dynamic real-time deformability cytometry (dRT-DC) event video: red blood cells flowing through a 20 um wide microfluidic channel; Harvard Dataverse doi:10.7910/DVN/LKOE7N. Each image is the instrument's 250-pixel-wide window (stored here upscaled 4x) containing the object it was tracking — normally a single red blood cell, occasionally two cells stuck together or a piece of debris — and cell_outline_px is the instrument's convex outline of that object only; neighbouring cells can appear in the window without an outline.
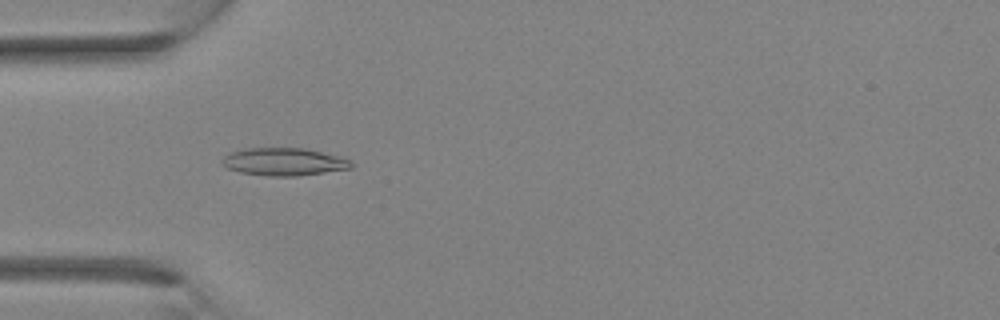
{"species": "Egyptian fruit bat (a non-hibernating species)", "species_latin": "Rousettus aegyptiacus", "temperature_condition": "room temperature", "stored_images_in_passage": 27, "camera_frame_rate_fps": 3000, "um_per_image_px": 0.085, "animal": {"sex": "female"}, "frame": {"image": 1, "passage_image": 4, "time_ms": 1.0, "image_size_px": [1000, 320], "cell_outline_px": [[352, 168], [296, 176], [268, 176], [240, 172], [228, 168], [220, 164], [220, 160], [224, 156], [232, 152], [248, 148], [304, 148], [344, 156], [352, 164]], "centroid_in_image_um": [24.13, 13.74], "position_along_channel_um": 60.9, "area_um2": 20.87}}
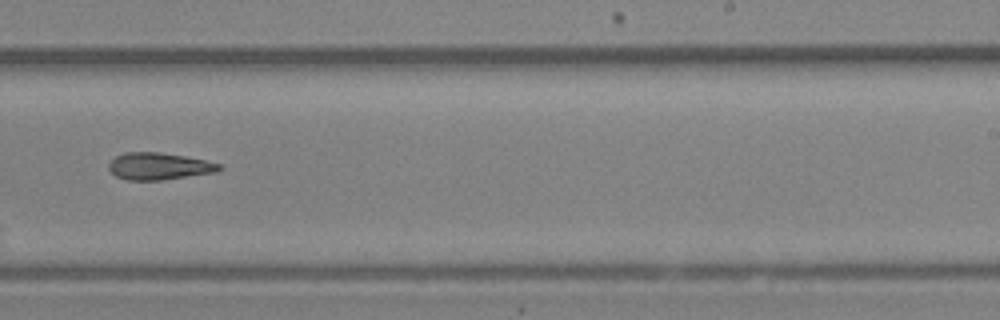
{"frame": {"image": 2, "passage_image": 15, "time_ms": 4.667, "image_size_px": [1000, 320], "cell_outline_px": [[224, 168], [216, 172], [160, 180], [124, 180], [116, 176], [108, 168], [108, 164], [116, 156], [124, 152], [160, 152], [184, 156], [204, 160], [220, 164]], "centroid_in_image_um": [13.49, 14.13], "position_along_channel_um": 275.5, "area_um2": 17.34}}
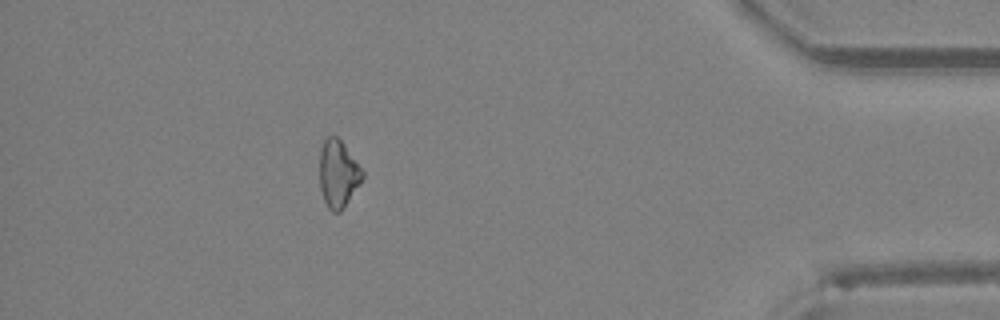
{"frame": {"image": 3, "passage_image": 24, "time_ms": 7.667, "image_size_px": [1000, 320], "cell_outline_px": [[364, 176], [360, 184], [340, 212], [332, 212], [328, 208], [324, 200], [320, 188], [320, 148], [324, 136], [336, 136], [344, 144], [364, 172]], "centroid_in_image_um": [28.73, 14.75], "position_along_channel_um": 406.5, "area_um2": 16.82}}